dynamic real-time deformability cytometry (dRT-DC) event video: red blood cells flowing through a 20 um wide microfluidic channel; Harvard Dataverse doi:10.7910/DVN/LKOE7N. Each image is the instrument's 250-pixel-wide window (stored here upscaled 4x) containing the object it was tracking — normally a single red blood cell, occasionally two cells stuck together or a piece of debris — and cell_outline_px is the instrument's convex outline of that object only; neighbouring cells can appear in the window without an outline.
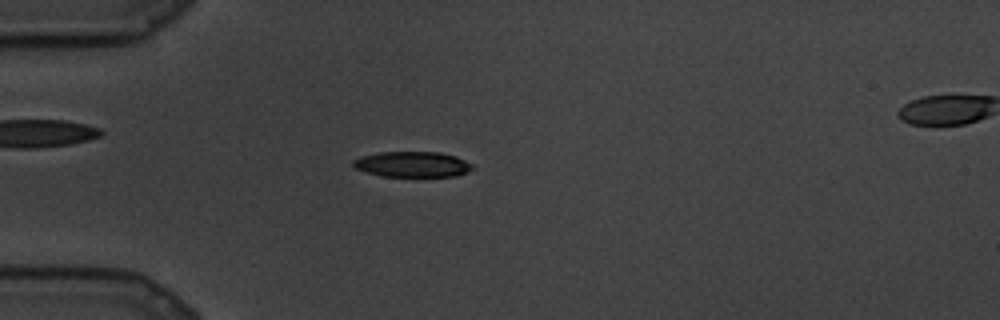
{"species": "common noctule bat (a hibernating species)", "species_latin": "Nyctalus noctula", "temperature_condition": "cold", "stored_images_in_passage": 69, "camera_frame_rate_fps": 3000, "um_per_image_px": 0.085, "animal": {"sex": "male", "body_mass_g": 19.5, "forearm_length_mm": 54.6}, "frame": {"image": 1, "passage_image": 7, "time_ms": 2.0, "image_size_px": [1000, 320], "cell_outline_px": [[472, 168], [468, 172], [456, 176], [380, 176], [356, 168], [352, 164], [352, 160], [360, 156], [380, 152], [440, 152], [456, 156], [472, 164]], "centroid_in_image_um": [35.05, 13.96], "position_along_channel_um": 50.0, "area_um2": 17.69}}
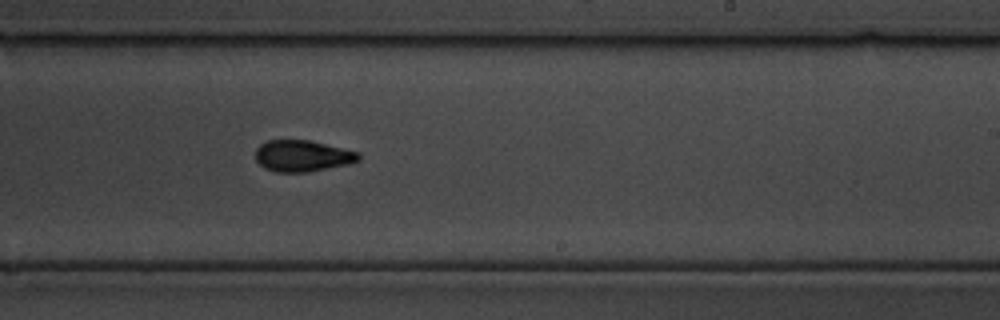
{"frame": {"image": 2, "passage_image": 36, "time_ms": 11.667, "image_size_px": [1000, 320], "cell_outline_px": [[360, 160], [348, 164], [308, 172], [276, 172], [264, 168], [256, 160], [256, 148], [260, 144], [268, 140], [308, 140], [360, 152]], "centroid_in_image_um": [25.7, 13.25], "position_along_channel_um": 263.3, "area_um2": 18.84}}
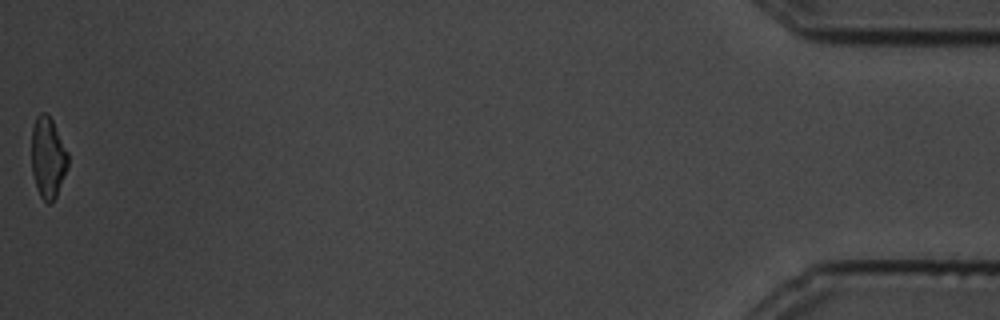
{"frame": {"image": 3, "passage_image": 69, "time_ms": 22.667, "image_size_px": [1000, 320], "cell_outline_px": [[68, 168], [56, 196], [48, 204], [40, 196], [36, 188], [32, 172], [32, 128], [36, 116], [40, 112], [44, 112], [52, 120], [68, 152]], "centroid_in_image_um": [4.07, 13.39], "position_along_channel_um": 431.1, "area_um2": 17.17}}